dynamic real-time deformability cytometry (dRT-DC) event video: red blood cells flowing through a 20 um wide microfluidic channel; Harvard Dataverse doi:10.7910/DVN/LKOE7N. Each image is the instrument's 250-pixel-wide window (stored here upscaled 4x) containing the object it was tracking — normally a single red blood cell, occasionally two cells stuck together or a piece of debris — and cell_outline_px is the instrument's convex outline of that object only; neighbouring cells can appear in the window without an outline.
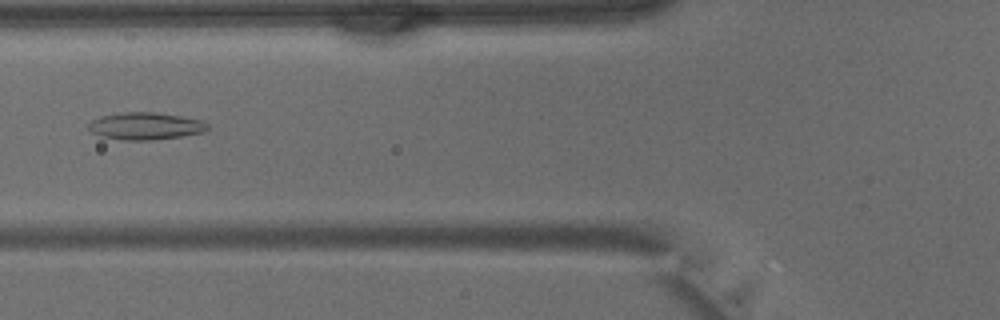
{"species": "common noctule bat (a hibernating species)", "species_latin": "Nyctalus noctula", "temperature_condition": "warm", "stored_images_in_passage": 29, "camera_frame_rate_fps": 3000, "um_per_image_px": 0.085, "animal": {"sex": "male", "body_mass_g": 15.6}, "frame": {"image": 1, "passage_image": 4, "time_ms": 1.0, "image_size_px": [1000, 320], "cell_outline_px": [[208, 128], [204, 132], [180, 136], [148, 140], [124, 140], [100, 136], [92, 132], [88, 128], [88, 124], [92, 120], [100, 116], [124, 112], [152, 112], [180, 116], [200, 120], [208, 124]], "centroid_in_image_um": [12.33, 10.71], "position_along_channel_um": 113.5, "area_um2": 18.67}}
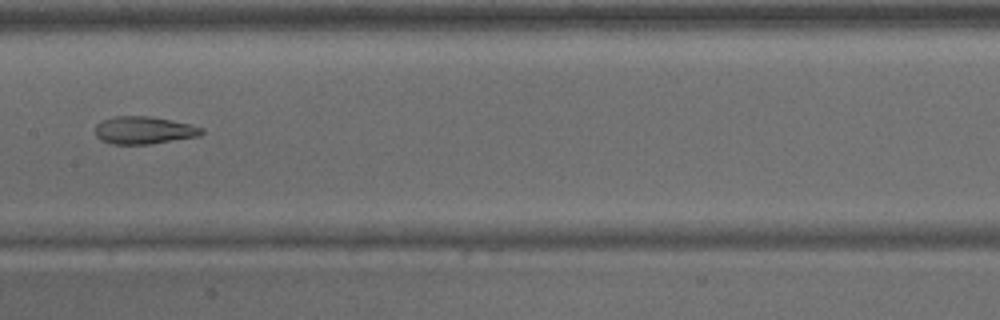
{"frame": {"image": 2, "passage_image": 9, "time_ms": 2.667, "image_size_px": [1000, 320], "cell_outline_px": [[204, 132], [200, 136], [148, 144], [112, 144], [100, 140], [96, 136], [96, 124], [112, 116], [148, 116], [192, 124], [204, 128]], "centroid_in_image_um": [12.25, 11.07], "position_along_channel_um": 195.2, "area_um2": 17.11}}
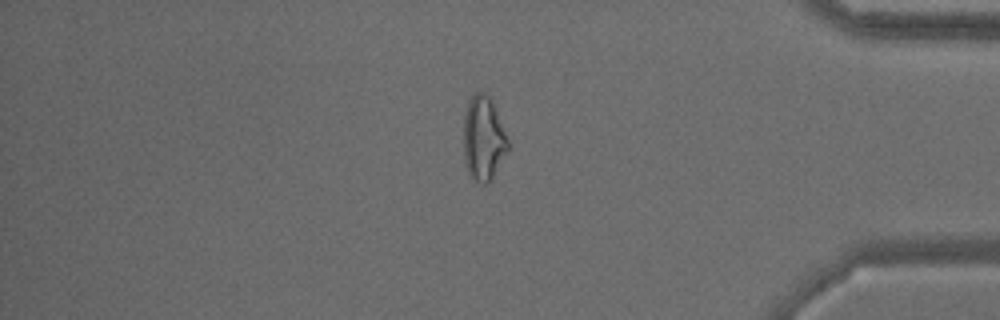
{"frame": {"image": 3, "passage_image": 23, "time_ms": 7.333, "image_size_px": [1000, 320], "cell_outline_px": [[508, 152], [492, 180], [488, 184], [480, 184], [468, 172], [464, 160], [464, 116], [468, 100], [476, 92], [484, 92], [488, 96], [492, 104], [508, 140]], "centroid_in_image_um": [41.08, 11.82], "position_along_channel_um": 394.1, "area_um2": 21.62}}